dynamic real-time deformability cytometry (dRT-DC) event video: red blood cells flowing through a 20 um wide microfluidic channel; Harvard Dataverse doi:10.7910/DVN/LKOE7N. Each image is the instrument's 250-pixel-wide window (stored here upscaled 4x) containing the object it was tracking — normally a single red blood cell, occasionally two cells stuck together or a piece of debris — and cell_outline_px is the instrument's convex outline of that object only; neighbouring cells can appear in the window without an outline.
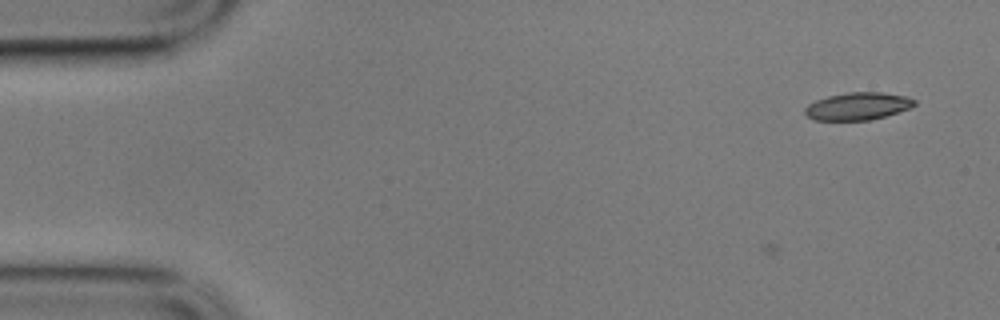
{"species": "common noctule bat (a hibernating species)", "species_latin": "Nyctalus noctula", "temperature_condition": "cold", "stored_images_in_passage": 8, "camera_frame_rate_fps": 3000, "um_per_image_px": 0.085, "animal": {"sex": "male", "body_mass_g": 17.9}, "frame": {"image": 1, "passage_image": 3, "time_ms": 0.667, "image_size_px": [1000, 320], "cell_outline_px": [[916, 104], [912, 108], [872, 120], [812, 120], [804, 112], [804, 108], [808, 104], [816, 100], [828, 96], [848, 92], [880, 92], [904, 96], [916, 100]], "centroid_in_image_um": [72.92, 9.03], "position_along_channel_um": 12.1, "area_um2": 17.63}}